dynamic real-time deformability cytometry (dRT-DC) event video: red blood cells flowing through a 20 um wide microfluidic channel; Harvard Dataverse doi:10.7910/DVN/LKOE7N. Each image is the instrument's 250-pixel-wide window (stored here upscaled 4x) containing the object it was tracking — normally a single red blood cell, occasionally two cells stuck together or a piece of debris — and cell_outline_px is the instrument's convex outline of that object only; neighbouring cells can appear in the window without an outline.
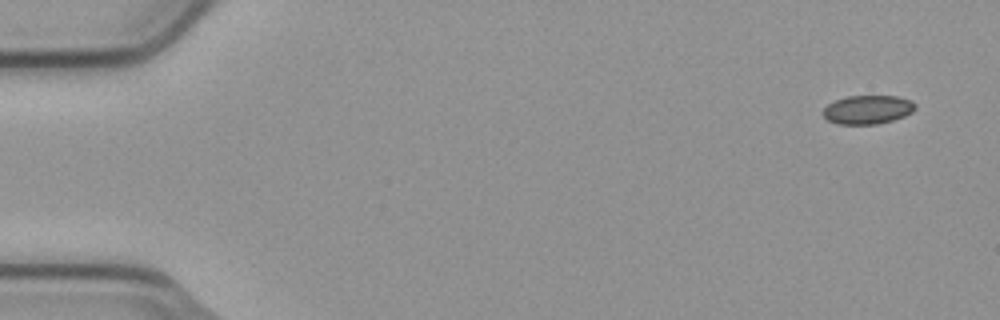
{"species": "common noctule bat (a hibernating species)", "species_latin": "Nyctalus noctula", "temperature_condition": "cold", "stored_images_in_passage": 4, "camera_frame_rate_fps": 3000, "um_per_image_px": 0.085, "animal": {"sex": "male", "body_mass_g": 23.1, "forearm_length_mm": 52.7}, "frame": {"image": 1, "passage_image": 1, "time_ms": 0.0, "image_size_px": [1000, 320], "cell_outline_px": [[916, 108], [912, 112], [904, 116], [892, 120], [876, 124], [836, 124], [828, 120], [824, 116], [824, 108], [828, 104], [836, 100], [848, 96], [896, 96], [912, 100], [916, 104]], "centroid_in_image_um": [73.78, 9.31], "position_along_channel_um": 11.2, "area_um2": 15.37}}